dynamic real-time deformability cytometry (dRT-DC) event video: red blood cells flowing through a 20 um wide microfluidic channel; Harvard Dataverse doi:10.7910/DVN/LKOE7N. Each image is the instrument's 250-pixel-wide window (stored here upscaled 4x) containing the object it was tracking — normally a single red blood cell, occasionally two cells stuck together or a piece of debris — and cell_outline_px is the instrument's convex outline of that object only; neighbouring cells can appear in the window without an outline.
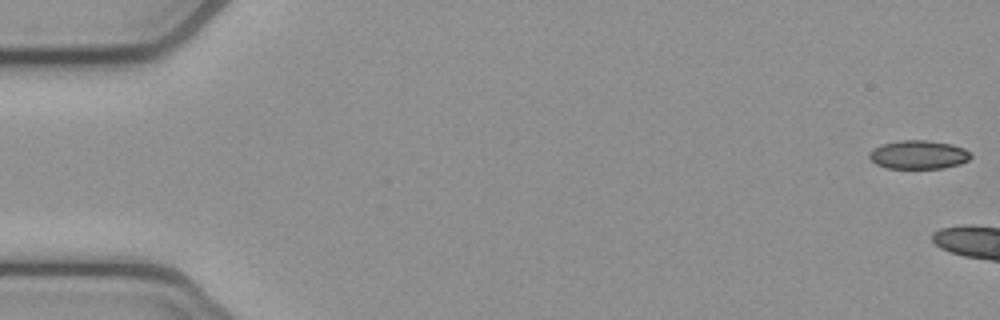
{"species": "common noctule bat (a hibernating species)", "species_latin": "Nyctalus noctula", "temperature_condition": "cold", "stored_images_in_passage": 9, "camera_frame_rate_fps": 3000, "um_per_image_px": 0.085, "animal": {"sex": "female", "body_mass_g": 21.9}, "frame": {"image": 1, "passage_image": 1, "time_ms": 0.0, "image_size_px": [1000, 320], "cell_outline_px": [[972, 156], [968, 160], [960, 164], [944, 168], [888, 168], [876, 164], [868, 156], [872, 148], [880, 144], [900, 140], [928, 140], [952, 144], [964, 148], [972, 152]], "centroid_in_image_um": [78.09, 13.14], "position_along_channel_um": 6.9, "area_um2": 17.11}}